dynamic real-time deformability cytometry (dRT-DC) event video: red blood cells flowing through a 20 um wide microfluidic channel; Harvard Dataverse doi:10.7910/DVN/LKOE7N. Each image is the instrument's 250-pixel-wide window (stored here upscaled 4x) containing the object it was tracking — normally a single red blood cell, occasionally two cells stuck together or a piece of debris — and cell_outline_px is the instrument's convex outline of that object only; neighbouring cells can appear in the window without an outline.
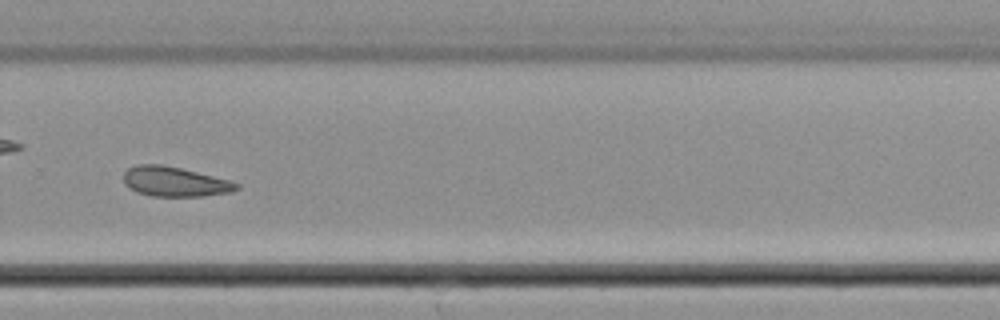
{"species": "common noctule bat (a hibernating species)", "species_latin": "Nyctalus noctula", "temperature_condition": "cold", "stored_images_in_passage": 35, "camera_frame_rate_fps": 3000, "um_per_image_px": 0.085, "animal": {"sex": "male", "body_mass_g": 21.5, "forearm_length_mm": 52.0}, "frame": {"image": 1, "passage_image": 20, "time_ms": 6.333, "image_size_px": [1000, 320], "cell_outline_px": [[240, 188], [232, 192], [204, 196], [152, 196], [136, 192], [124, 184], [124, 172], [128, 168], [136, 164], [160, 164], [180, 168], [228, 180], [240, 184]], "centroid_in_image_um": [14.84, 15.44], "position_along_channel_um": 315.0, "area_um2": 19.54}}